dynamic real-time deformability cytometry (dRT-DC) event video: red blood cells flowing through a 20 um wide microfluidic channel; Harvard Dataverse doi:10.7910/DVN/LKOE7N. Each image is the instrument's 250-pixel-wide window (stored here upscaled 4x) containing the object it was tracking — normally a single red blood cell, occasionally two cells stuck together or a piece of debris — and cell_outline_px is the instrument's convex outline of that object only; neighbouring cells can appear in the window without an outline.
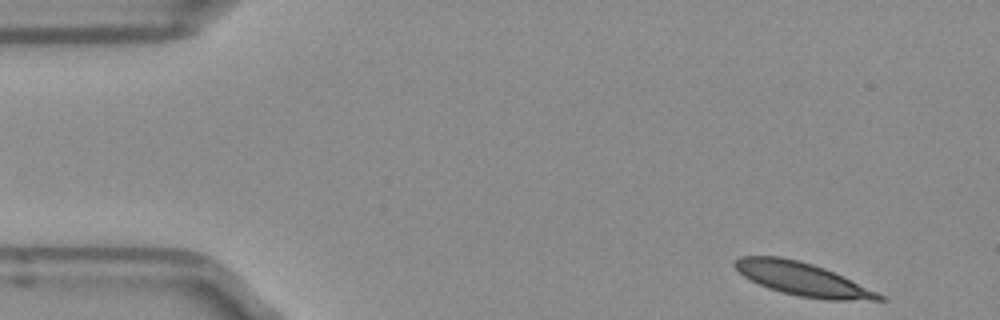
{"species": "Egyptian fruit bat (a non-hibernating species)", "species_latin": "Rousettus aegyptiacus", "temperature_condition": "room temperature", "stored_images_in_passage": 48, "camera_frame_rate_fps": 3000, "um_per_image_px": 0.085, "frame": {"image": 1, "passage_image": 1, "time_ms": 0.0, "image_size_px": [1000, 320], "cell_outline_px": [[888, 300], [828, 300], [800, 296], [780, 292], [768, 288], [744, 276], [732, 264], [740, 256], [780, 256], [800, 260], [824, 268], [876, 292], [884, 296]], "centroid_in_image_um": [68.17, 23.71], "position_along_channel_um": 16.8, "area_um2": 27.4}}
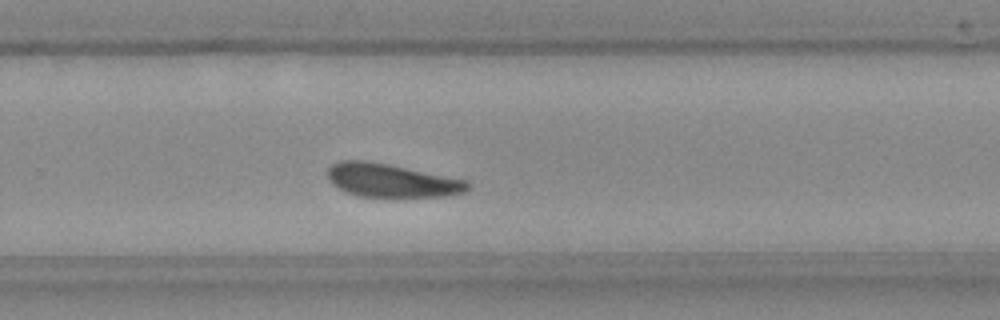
{"frame": {"image": 2, "passage_image": 30, "time_ms": 9.667, "image_size_px": [1000, 320], "cell_outline_px": [[468, 188], [464, 192], [448, 196], [392, 200], [356, 196], [344, 192], [332, 184], [328, 176], [328, 168], [332, 164], [340, 160], [364, 160], [388, 164], [464, 180], [468, 184]], "centroid_in_image_um": [33.22, 15.4], "position_along_channel_um": 296.6, "area_um2": 28.15}}
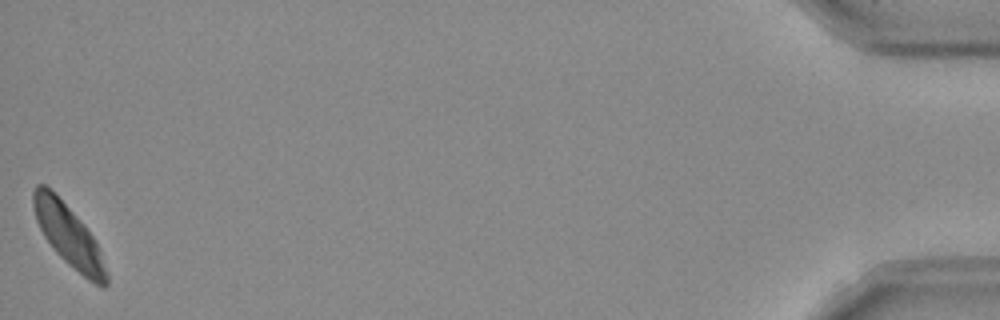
{"frame": {"image": 3, "passage_image": 48, "time_ms": 15.667, "image_size_px": [1000, 320], "cell_outline_px": [[108, 284], [104, 288], [88, 280], [68, 264], [56, 252], [44, 236], [36, 220], [32, 204], [32, 192], [36, 184], [44, 184], [84, 224], [100, 248], [108, 276]], "centroid_in_image_um": [5.84, 20.05], "position_along_channel_um": 429.4, "area_um2": 25.78}, "authors_computed_cell_mechanics": {"area_um2": 28.033, "velocity_mm_per_s": 3.8866, "shape_relaxation_time_tau1_ms": null, "shape_relaxation_time_tau2_ms": 7.4567, "deformation_change_tau1": null, "deformation_change_tau2": 0.1548}}